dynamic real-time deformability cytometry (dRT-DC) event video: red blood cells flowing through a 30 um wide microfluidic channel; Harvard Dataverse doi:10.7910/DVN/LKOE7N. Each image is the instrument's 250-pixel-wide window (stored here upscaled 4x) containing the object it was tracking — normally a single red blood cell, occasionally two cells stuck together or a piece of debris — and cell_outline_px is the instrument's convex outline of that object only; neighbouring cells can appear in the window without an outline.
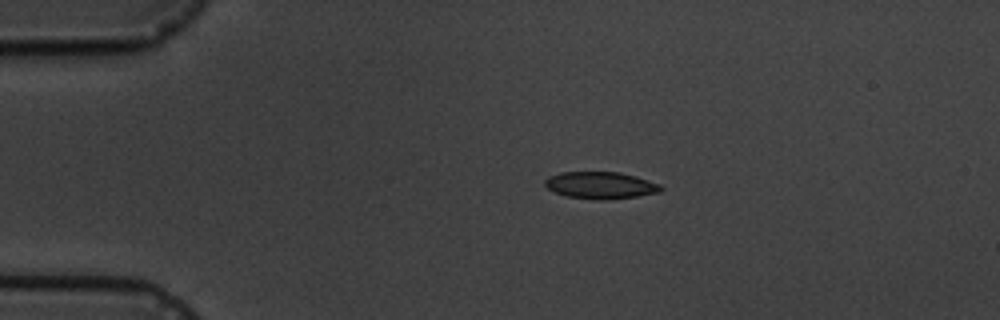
{"species": "common noctule bat (a hibernating species)", "species_latin": "Nyctalus noctula", "temperature_condition": "cold", "stored_images_in_passage": 5, "camera_frame_rate_fps": 3000, "um_per_image_px": 0.085, "animal": {"sex": "male", "body_mass_g": 19.5, "forearm_length_mm": 54.6}, "frame": {"image": 1, "passage_image": 2, "time_ms": 1.333, "image_size_px": [1000, 320], "cell_outline_px": [[664, 188], [660, 192], [636, 196], [608, 200], [596, 200], [568, 196], [556, 192], [548, 188], [544, 184], [544, 180], [548, 176], [560, 172], [620, 172], [636, 176], [660, 184]], "centroid_in_image_um": [51.06, 15.74], "position_along_channel_um": 33.9, "area_um2": 18.26}}
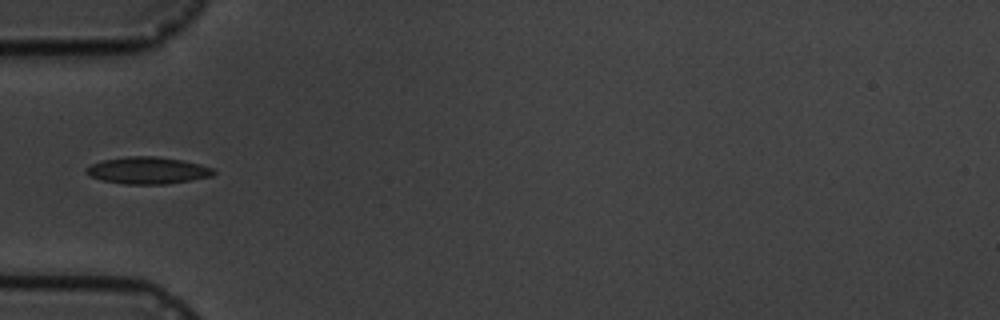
{"frame": {"image": 2, "passage_image": 4, "time_ms": 3.667, "image_size_px": [1000, 320], "cell_outline_px": [[216, 172], [212, 176], [168, 184], [124, 184], [104, 180], [88, 176], [84, 172], [84, 168], [100, 160], [128, 156], [156, 156], [180, 160], [200, 164], [212, 168]], "centroid_in_image_um": [12.51, 14.48], "position_along_channel_um": 72.5, "area_um2": 20.06}}
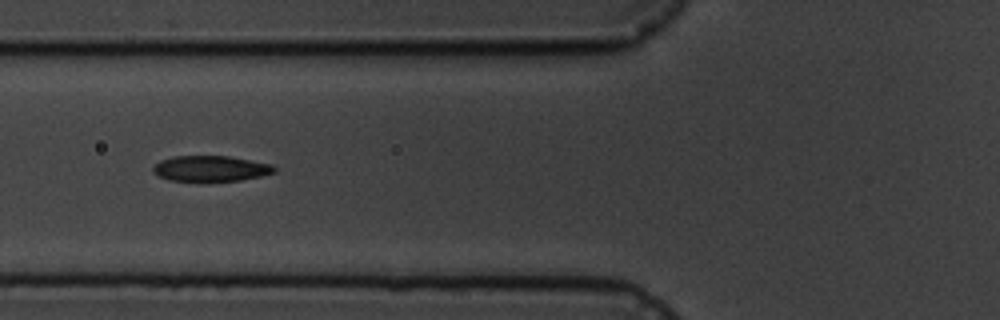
{"frame": {"image": 3, "passage_image": 5, "time_ms": 4.667, "image_size_px": [1000, 320], "cell_outline_px": [[276, 172], [260, 176], [240, 180], [168, 180], [152, 172], [152, 168], [160, 160], [172, 156], [228, 156], [272, 164], [276, 168]], "centroid_in_image_um": [17.9, 14.31], "position_along_channel_um": 107.9, "area_um2": 17.86}}